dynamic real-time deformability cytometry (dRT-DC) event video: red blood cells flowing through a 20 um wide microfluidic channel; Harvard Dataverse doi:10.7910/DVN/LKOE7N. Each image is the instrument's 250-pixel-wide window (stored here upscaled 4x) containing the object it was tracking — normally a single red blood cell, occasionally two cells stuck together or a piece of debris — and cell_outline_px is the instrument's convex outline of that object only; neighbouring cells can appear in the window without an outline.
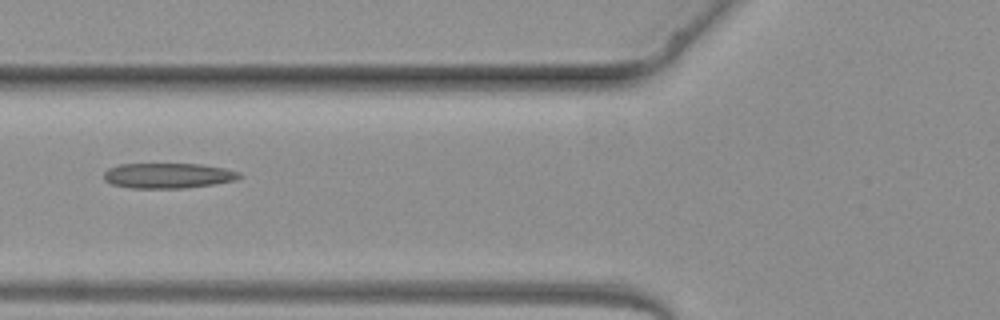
{"species": "common noctule bat (a hibernating species)", "species_latin": "Nyctalus noctula", "temperature_condition": "warm", "stored_images_in_passage": 5, "camera_frame_rate_fps": 3000, "um_per_image_px": 0.085, "animal": {"sex": "female", "body_mass_g": 19.3, "forearm_length_mm": 54.1}, "frame": {"image": 1, "passage_image": 5, "time_ms": 4.667, "image_size_px": [1000, 320], "cell_outline_px": [[244, 176], [236, 180], [212, 184], [184, 188], [132, 188], [112, 184], [104, 180], [104, 172], [108, 168], [120, 164], [200, 164], [224, 168], [240, 172]], "centroid_in_image_um": [14.29, 14.92], "position_along_channel_um": 111.5, "area_um2": 19.94}}